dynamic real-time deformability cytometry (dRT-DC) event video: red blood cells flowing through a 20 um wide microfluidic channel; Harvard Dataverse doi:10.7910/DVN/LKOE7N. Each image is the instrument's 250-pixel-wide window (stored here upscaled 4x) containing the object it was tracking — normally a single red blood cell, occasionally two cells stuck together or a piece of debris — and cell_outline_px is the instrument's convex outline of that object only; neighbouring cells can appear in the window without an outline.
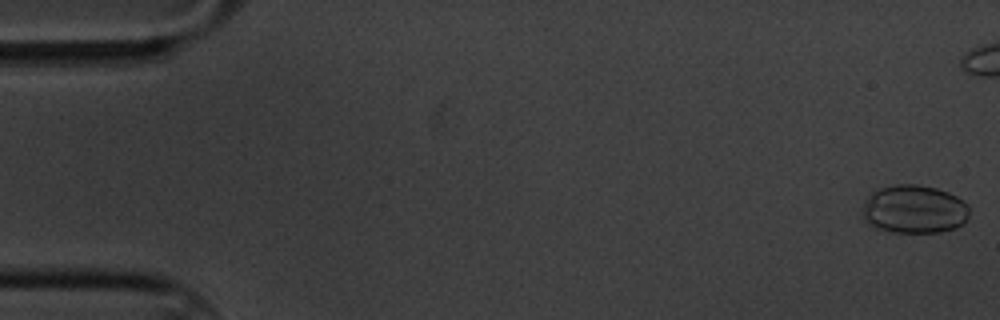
{"species": "common noctule bat (a hibernating species)", "species_latin": "Nyctalus noctula", "temperature_condition": "cold", "stored_images_in_passage": 48, "segment_of_instrument_passage": [1, 2], "camera_frame_rate_fps": 3000, "um_per_image_px": 0.085, "animal": {"sex": "male", "body_mass_g": 20.1, "forearm_length_mm": 53.5}, "frame": {"image": 1, "passage_image": 1, "time_ms": 0.0, "image_size_px": [1000, 320], "cell_outline_px": [[968, 216], [964, 224], [956, 228], [940, 232], [892, 232], [876, 228], [868, 224], [864, 220], [864, 200], [872, 192], [880, 188], [896, 184], [916, 184], [936, 188], [948, 192], [964, 200], [968, 204]], "centroid_in_image_um": [77.72, 17.79], "position_along_channel_um": 7.3, "area_um2": 30.29}}
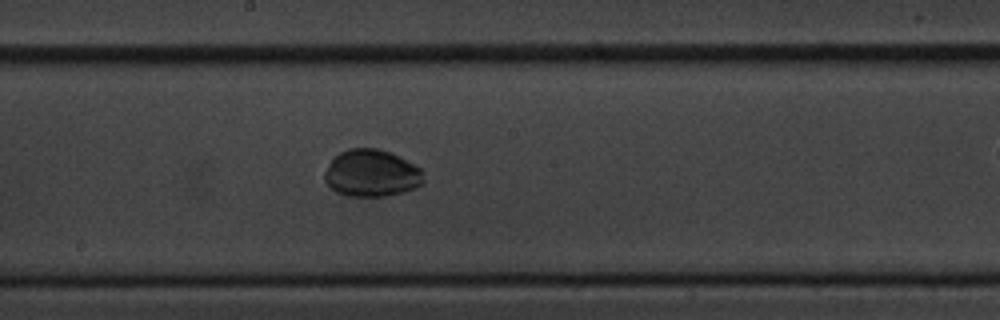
{"frame": {"image": 2, "passage_image": 32, "time_ms": 10.333, "image_size_px": [1000, 320], "cell_outline_px": [[424, 180], [416, 188], [404, 192], [384, 196], [348, 196], [336, 192], [324, 180], [324, 172], [332, 160], [340, 152], [348, 148], [376, 148], [392, 152], [420, 168], [424, 172]], "centroid_in_image_um": [31.6, 14.72], "position_along_channel_um": 216.6, "area_um2": 27.22}}
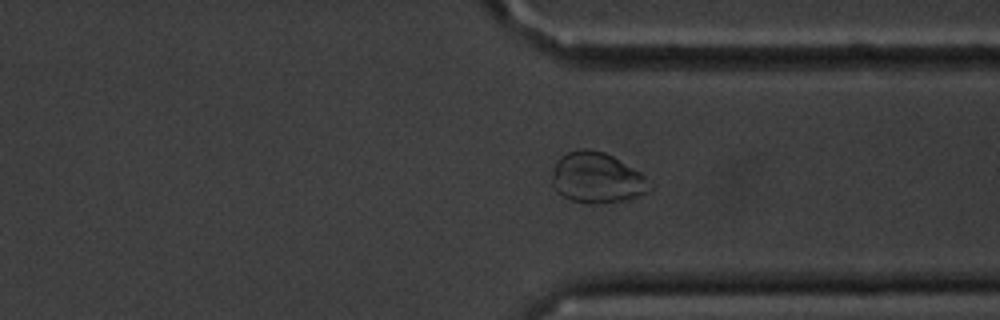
{"frame": {"image": 3, "passage_image": 45, "time_ms": 14.667, "image_size_px": [1000, 320], "cell_outline_px": [[652, 188], [648, 192], [624, 200], [592, 204], [588, 204], [572, 200], [556, 192], [552, 184], [552, 172], [556, 160], [560, 156], [568, 152], [580, 148], [584, 148], [604, 152], [612, 156], [640, 172], [644, 176]], "centroid_in_image_um": [50.69, 15.11], "position_along_channel_um": 360.7, "area_um2": 28.67}}